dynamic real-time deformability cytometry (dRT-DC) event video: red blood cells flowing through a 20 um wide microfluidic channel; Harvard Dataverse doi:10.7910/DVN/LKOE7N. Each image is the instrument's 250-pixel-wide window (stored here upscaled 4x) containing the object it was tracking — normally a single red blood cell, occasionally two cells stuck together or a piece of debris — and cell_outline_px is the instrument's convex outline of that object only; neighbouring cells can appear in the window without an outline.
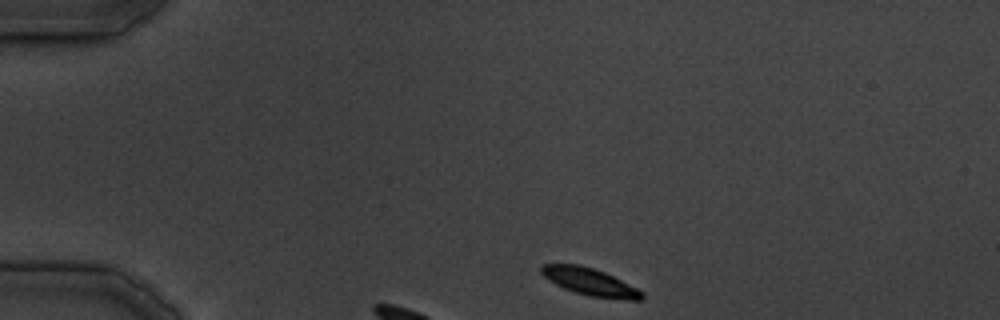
{"species": "common noctule bat (a hibernating species)", "species_latin": "Nyctalus noctula", "temperature_condition": "cold", "stored_images_in_passage": 21, "camera_frame_rate_fps": 3000, "um_per_image_px": 0.085, "animal": {"sex": "male", "body_mass_g": 19.5, "forearm_length_mm": 54.6}, "frame": {"image": 1, "passage_image": 1, "time_ms": 0.0, "image_size_px": [1000, 320], "cell_outline_px": [[644, 296], [640, 300], [628, 300], [588, 296], [564, 288], [548, 280], [540, 272], [540, 264], [580, 264], [604, 272], [644, 292]], "centroid_in_image_um": [50.12, 23.95], "position_along_channel_um": 34.9, "area_um2": 15.9}}